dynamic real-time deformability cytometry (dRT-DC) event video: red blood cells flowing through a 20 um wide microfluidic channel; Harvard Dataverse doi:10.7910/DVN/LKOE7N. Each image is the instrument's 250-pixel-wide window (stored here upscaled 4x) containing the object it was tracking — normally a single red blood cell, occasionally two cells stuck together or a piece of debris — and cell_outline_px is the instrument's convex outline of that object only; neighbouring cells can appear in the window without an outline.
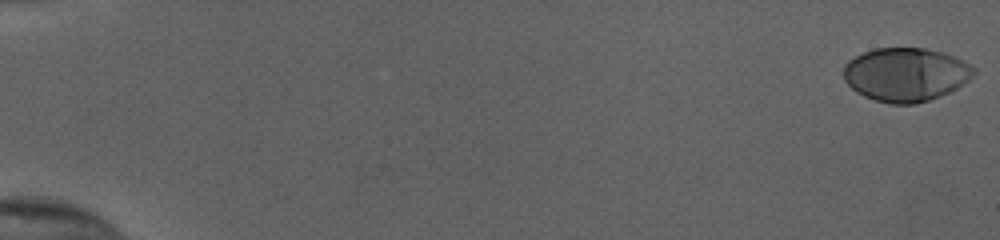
{"species": "human", "species_latin": "Homo sapiens", "temperature_condition": "cold", "stored_images_in_passage": 55, "camera_frame_rate_fps": 3000, "um_per_image_px": 0.085, "donor": {"sex": "female"}, "frame": {"image": 1, "passage_image": 1, "time_ms": 0.0, "image_size_px": [1000, 240], "cell_outline_px": [[976, 72], [968, 80], [956, 88], [940, 96], [916, 104], [888, 104], [864, 96], [856, 92], [844, 80], [844, 64], [848, 60], [864, 52], [876, 48], [924, 48], [940, 52], [952, 56], [976, 68]], "centroid_in_image_um": [76.96, 6.34], "position_along_channel_um": 8.0, "area_um2": 40.46}}
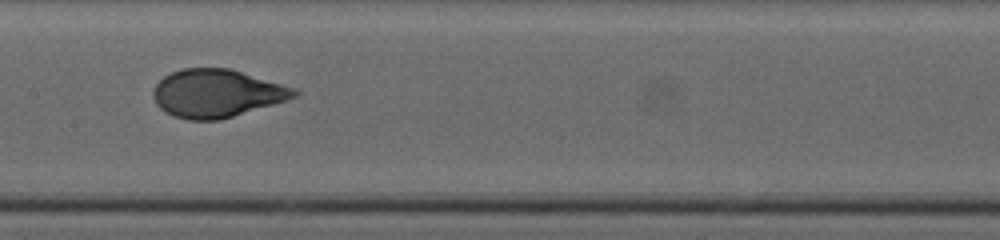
{"frame": {"image": 2, "passage_image": 30, "time_ms": 9.667, "image_size_px": [1000, 240], "cell_outline_px": [[300, 96], [220, 120], [188, 120], [172, 116], [160, 108], [156, 104], [152, 96], [152, 92], [156, 84], [164, 76], [172, 72], [184, 68], [228, 68], [296, 88], [300, 92]], "centroid_in_image_um": [18.42, 7.94], "position_along_channel_um": 189.0, "area_um2": 39.42}}
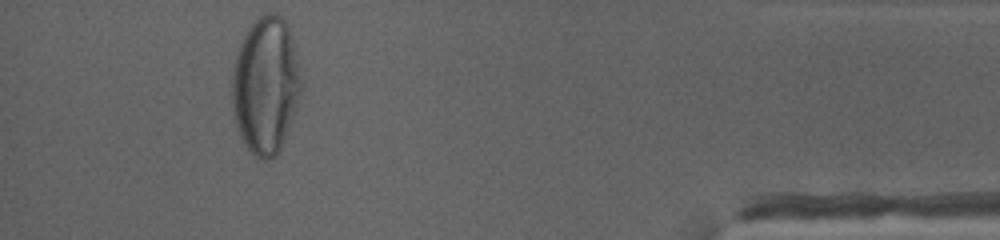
{"frame": {"image": 3, "passage_image": 51, "time_ms": 16.667, "image_size_px": [1000, 240], "cell_outline_px": [[304, 88], [280, 148], [276, 156], [268, 160], [260, 160], [244, 144], [236, 128], [232, 112], [232, 68], [240, 44], [248, 28], [264, 12], [276, 12], [288, 24], [292, 36]], "centroid_in_image_um": [22.59, 7.24], "position_along_channel_um": 412.6, "area_um2": 55.66}, "authors_computed_cell_mechanics": {"area_um2": 39.6508, "velocity_mm_per_s": 3.8614, "shape_relaxation_time_tau1_ms": 5.1113, "shape_relaxation_time_tau2_ms": null, "deformation_change_tau1": 0.2359, "deformation_change_tau2": null}}